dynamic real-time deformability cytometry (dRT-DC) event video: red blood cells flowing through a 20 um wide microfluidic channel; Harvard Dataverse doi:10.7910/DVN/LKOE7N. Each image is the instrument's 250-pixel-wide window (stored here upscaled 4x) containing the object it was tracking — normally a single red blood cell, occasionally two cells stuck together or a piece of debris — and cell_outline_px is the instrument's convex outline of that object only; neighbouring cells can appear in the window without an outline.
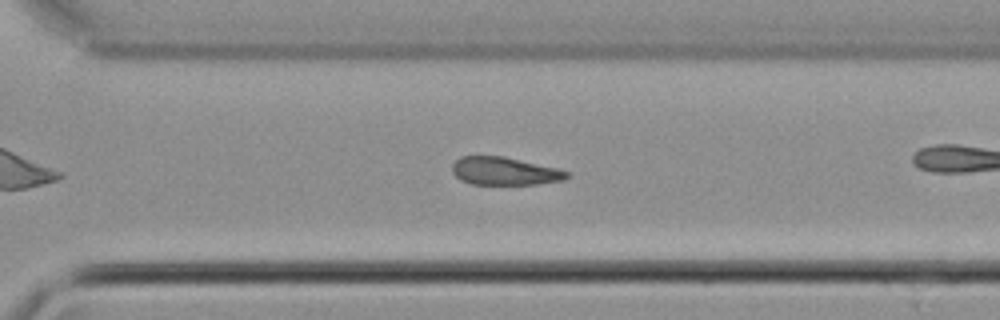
{"species": "common noctule bat (a hibernating species)", "species_latin": "Nyctalus noctula", "temperature_condition": "cold", "stored_images_in_passage": 27, "camera_frame_rate_fps": 3000, "um_per_image_px": 0.085, "animal": {"sex": "male", "body_mass_g": 21.5, "forearm_length_mm": 52.0}, "frame": {"image": 1, "passage_image": 23, "time_ms": 7.333, "image_size_px": [1000, 320], "cell_outline_px": [[568, 176], [564, 180], [536, 184], [472, 184], [460, 180], [452, 172], [452, 164], [460, 156], [504, 156], [556, 168], [568, 172]], "centroid_in_image_um": [42.85, 14.54], "position_along_channel_um": 327.8, "area_um2": 18.55}}